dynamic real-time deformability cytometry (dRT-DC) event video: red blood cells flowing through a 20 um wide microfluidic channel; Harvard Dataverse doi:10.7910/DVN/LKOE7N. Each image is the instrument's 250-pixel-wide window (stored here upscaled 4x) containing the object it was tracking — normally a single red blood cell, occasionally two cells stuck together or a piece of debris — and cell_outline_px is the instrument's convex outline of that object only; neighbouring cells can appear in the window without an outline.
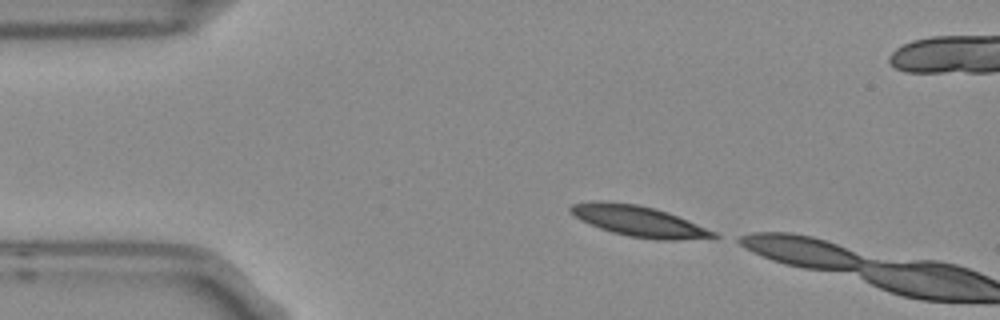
{"species": "Egyptian fruit bat (a non-hibernating species)", "species_latin": "Rousettus aegyptiacus", "temperature_condition": "room temperature", "stored_images_in_passage": 2, "camera_frame_rate_fps": 3000, "um_per_image_px": 0.085, "frame": {"image": 1, "passage_image": 1, "time_ms": 0.0, "image_size_px": [1000, 320], "cell_outline_px": [[724, 236], [716, 240], [656, 240], [628, 236], [612, 232], [600, 228], [580, 220], [568, 208], [572, 204], [592, 200], [600, 200], [636, 204], [652, 208], [676, 216], [716, 232]], "centroid_in_image_um": [54.38, 18.83], "position_along_channel_um": 30.6, "area_um2": 25.78}}